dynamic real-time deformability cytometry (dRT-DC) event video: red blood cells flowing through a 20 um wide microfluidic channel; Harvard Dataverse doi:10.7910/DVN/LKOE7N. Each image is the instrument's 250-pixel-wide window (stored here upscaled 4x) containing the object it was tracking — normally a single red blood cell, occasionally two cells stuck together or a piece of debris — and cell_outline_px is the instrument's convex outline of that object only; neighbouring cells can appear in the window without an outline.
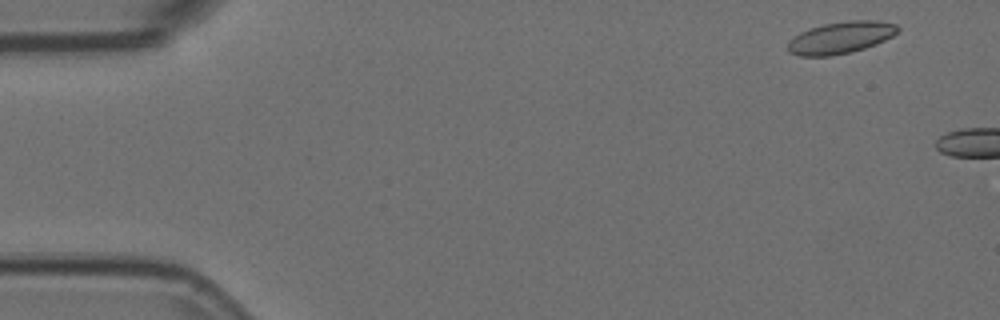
{"species": "Egyptian fruit bat (a non-hibernating species)", "species_latin": "Rousettus aegyptiacus", "temperature_condition": "room temperature", "stored_images_in_passage": 3, "camera_frame_rate_fps": 3000, "um_per_image_px": 0.085, "animal": {"sex": "female"}, "frame": {"image": 1, "passage_image": 1, "time_ms": 0.0, "image_size_px": [1000, 320], "cell_outline_px": [[900, 28], [892, 36], [876, 44], [852, 52], [828, 56], [800, 56], [788, 52], [788, 40], [800, 32], [824, 24], [848, 20], [876, 20], [896, 24]], "centroid_in_image_um": [71.45, 3.2], "position_along_channel_um": 13.6, "area_um2": 20.4}}